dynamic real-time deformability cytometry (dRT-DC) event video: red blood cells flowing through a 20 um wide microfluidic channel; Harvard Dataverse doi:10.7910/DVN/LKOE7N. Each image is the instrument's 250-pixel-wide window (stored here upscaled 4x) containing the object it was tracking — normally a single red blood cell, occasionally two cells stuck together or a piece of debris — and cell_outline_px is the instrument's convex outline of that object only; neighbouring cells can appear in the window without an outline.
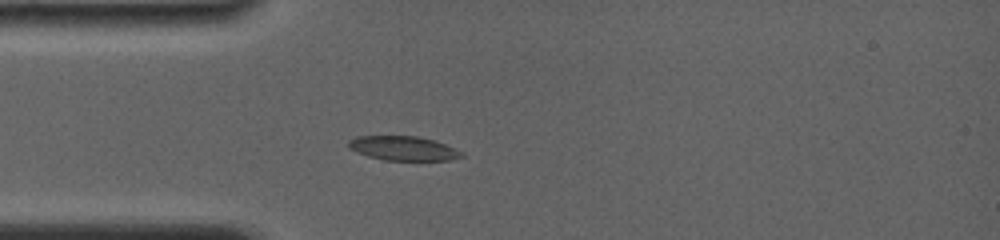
{"species": "common noctule bat (a hibernating species)", "species_latin": "Nyctalus noctula", "temperature_condition": "room temperature", "stored_images_in_passage": 1, "camera_frame_rate_fps": 4000, "um_per_image_px": 0.085, "animal": {"sex": "female", "body_mass_g": 19.0, "forearm_length_mm": 56.7}, "frame": {"image": 1, "passage_image": 1, "time_ms": 0.0, "image_size_px": [1000, 240], "cell_outline_px": [[464, 156], [448, 160], [384, 160], [368, 156], [356, 152], [348, 148], [348, 140], [356, 136], [416, 136], [436, 140], [464, 152]], "centroid_in_image_um": [34.27, 12.6], "position_along_channel_um": 50.7, "area_um2": 16.13}}